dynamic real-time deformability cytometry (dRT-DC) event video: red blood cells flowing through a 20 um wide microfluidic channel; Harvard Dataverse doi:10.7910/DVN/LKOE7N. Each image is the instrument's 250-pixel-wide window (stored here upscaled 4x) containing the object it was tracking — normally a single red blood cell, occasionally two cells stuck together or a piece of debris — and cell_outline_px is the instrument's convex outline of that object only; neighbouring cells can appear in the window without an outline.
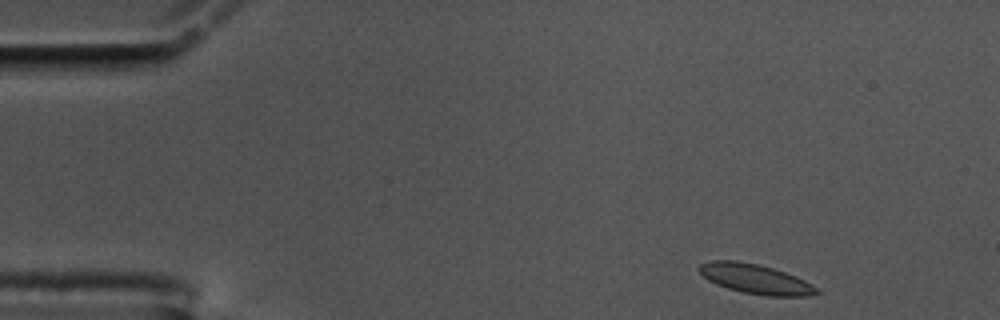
{"species": "common noctule bat (a hibernating species)", "species_latin": "Nyctalus noctula", "temperature_condition": "cold", "stored_images_in_passage": 52, "camera_frame_rate_fps": 3000, "um_per_image_px": 0.085, "animal": {"sex": "male", "body_mass_g": 17.5, "forearm_length_mm": 52.3}, "frame": {"image": 1, "passage_image": 2, "time_ms": 0.333, "image_size_px": [1000, 320], "cell_outline_px": [[820, 292], [808, 296], [768, 296], [744, 292], [728, 288], [716, 284], [708, 280], [700, 272], [700, 264], [712, 260], [736, 260], [756, 264], [772, 268], [784, 272], [804, 280], [812, 284]], "centroid_in_image_um": [64.21, 23.71], "position_along_channel_um": 20.8, "area_um2": 19.94}}
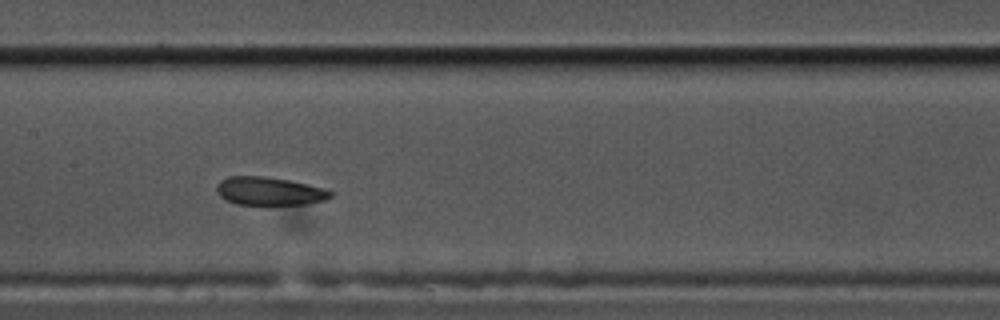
{"frame": {"image": 2, "passage_image": 23, "time_ms": 7.333, "image_size_px": [1000, 320], "cell_outline_px": [[332, 196], [324, 200], [304, 204], [236, 204], [224, 200], [216, 192], [216, 184], [220, 180], [228, 176], [264, 176], [288, 180], [324, 188], [332, 192]], "centroid_in_image_um": [22.83, 16.24], "position_along_channel_um": 184.6, "area_um2": 18.67}}
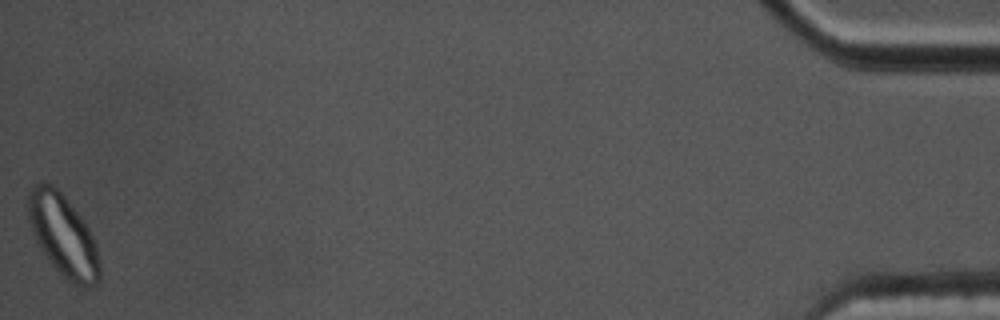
{"frame": {"image": 3, "passage_image": 52, "time_ms": 17.0, "image_size_px": [1000, 320], "cell_outline_px": [[100, 280], [92, 288], [76, 284], [68, 280], [52, 264], [40, 248], [32, 232], [28, 220], [28, 192], [40, 180], [44, 180], [52, 184], [64, 196], [84, 220], [96, 244], [100, 260]], "centroid_in_image_um": [5.37, 19.99], "position_along_channel_um": 429.8, "area_um2": 34.04}, "authors_computed_cell_mechanics": {"area_um2": 19.941, "velocity_mm_per_s": 3.5338, "shape_relaxation_time_tau1_ms": 4.0891, "shape_relaxation_time_tau2_ms": 0.9618, "deformation_change_tau1": 0.1072, "deformation_change_tau2": 0.0631}}